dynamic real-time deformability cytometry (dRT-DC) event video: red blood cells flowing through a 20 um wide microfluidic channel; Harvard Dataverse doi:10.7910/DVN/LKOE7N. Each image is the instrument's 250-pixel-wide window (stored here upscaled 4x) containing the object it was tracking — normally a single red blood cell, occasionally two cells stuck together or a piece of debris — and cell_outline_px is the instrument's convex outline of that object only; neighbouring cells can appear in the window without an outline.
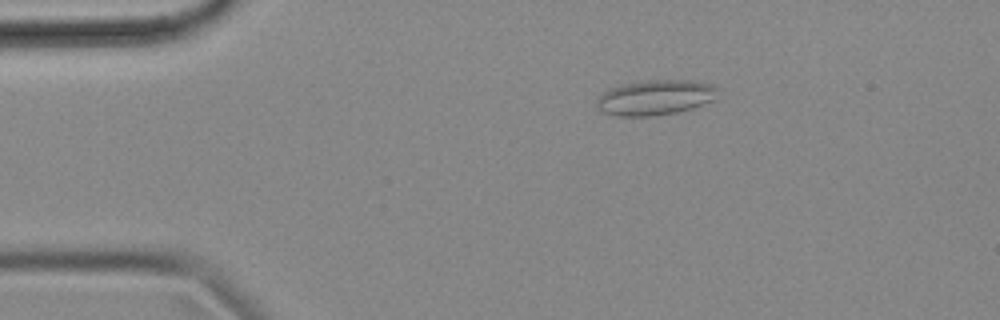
{"species": "common noctule bat (a hibernating species)", "species_latin": "Nyctalus noctula", "temperature_condition": "cold", "stored_images_in_passage": 55, "camera_frame_rate_fps": 3000, "um_per_image_px": 0.085, "animal": {"sex": "female", "body_mass_g": 18.4}, "frame": {"image": 1, "passage_image": 10, "time_ms": 3.0, "image_size_px": [1000, 320], "cell_outline_px": [[720, 88], [716, 100], [692, 108], [676, 112], [652, 116], [616, 116], [604, 112], [596, 108], [596, 96], [608, 88], [620, 84], [648, 80], [692, 80], [712, 84]], "centroid_in_image_um": [55.7, 8.28], "position_along_channel_um": 29.3, "area_um2": 25.37}}
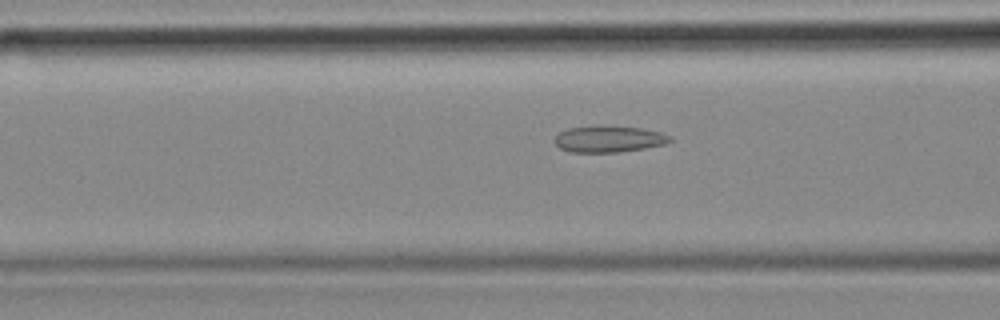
{"frame": {"image": 2, "passage_image": 21, "time_ms": 6.667, "image_size_px": [1000, 320], "cell_outline_px": [[672, 140], [664, 144], [644, 148], [620, 152], [568, 152], [560, 148], [552, 140], [560, 132], [568, 128], [596, 124], [640, 128], [660, 132], [672, 136]], "centroid_in_image_um": [51.71, 11.8], "position_along_channel_um": 114.9, "area_um2": 18.09}}
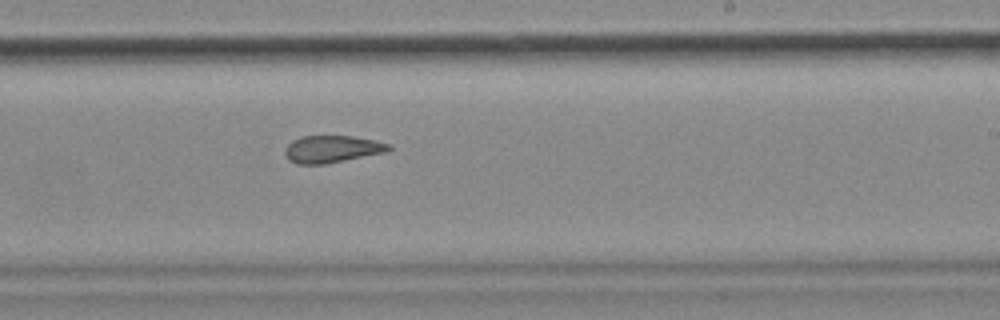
{"frame": {"image": 3, "passage_image": 33, "time_ms": 10.667, "image_size_px": [1000, 320], "cell_outline_px": [[392, 148], [388, 152], [324, 164], [296, 164], [288, 160], [284, 156], [284, 148], [292, 140], [300, 136], [352, 136], [376, 140], [392, 144]], "centroid_in_image_um": [28.22, 12.67], "position_along_channel_um": 260.8, "area_um2": 16.76}, "authors_computed_cell_mechanics": {"area_um2": 18.3804, "velocity_mm_per_s": 3.6682, "shape_relaxation_time_tau1_ms": null, "shape_relaxation_time_tau2_ms": 2.8968, "deformation_change_tau1": null, "deformation_change_tau2": 0.1099}}